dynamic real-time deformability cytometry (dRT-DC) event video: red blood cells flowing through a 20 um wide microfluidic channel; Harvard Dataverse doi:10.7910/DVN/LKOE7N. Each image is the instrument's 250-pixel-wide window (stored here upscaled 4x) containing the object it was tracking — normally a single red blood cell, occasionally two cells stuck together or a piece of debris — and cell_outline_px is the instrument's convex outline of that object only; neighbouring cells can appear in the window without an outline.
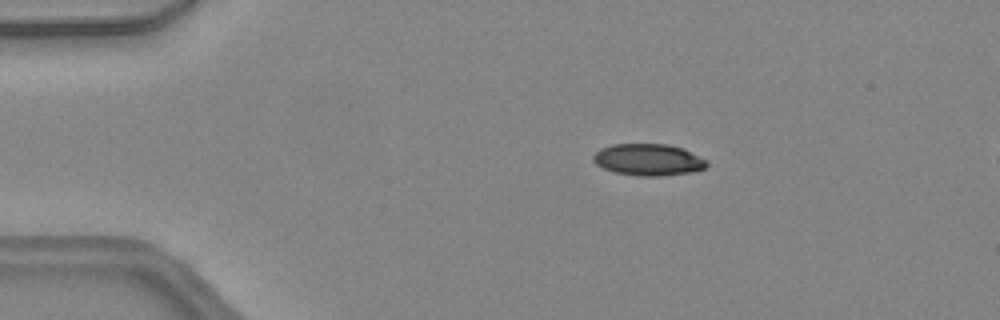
{"species": "common noctule bat (a hibernating species)", "species_latin": "Nyctalus noctula", "temperature_condition": "warm", "stored_images_in_passage": 38, "camera_frame_rate_fps": 3000, "um_per_image_px": 0.085, "animal": {"sex": "female", "body_mass_g": 24.6, "forearm_length_mm": 56.2}, "frame": {"image": 1, "passage_image": 1, "time_ms": 0.0, "image_size_px": [1000, 320], "cell_outline_px": [[708, 164], [704, 168], [692, 172], [660, 176], [640, 176], [616, 172], [604, 168], [596, 164], [592, 160], [592, 156], [600, 148], [612, 144], [668, 144], [684, 148], [708, 160]], "centroid_in_image_um": [55.12, 13.56], "position_along_channel_um": 29.9, "area_um2": 21.1}}
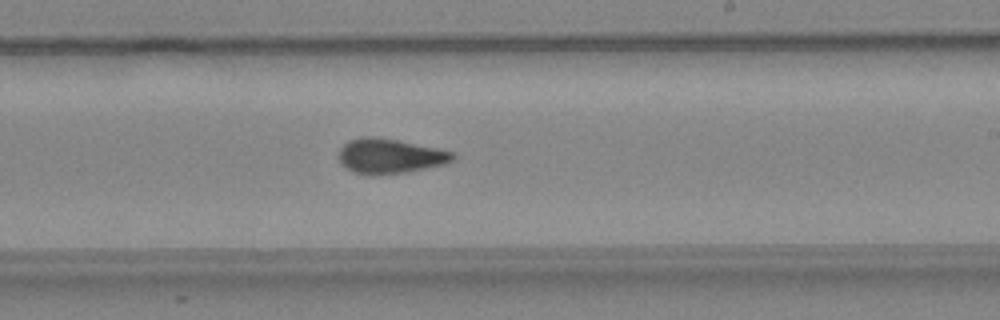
{"frame": {"image": 2, "passage_image": 20, "time_ms": 6.333, "image_size_px": [1000, 320], "cell_outline_px": [[456, 156], [452, 160], [444, 164], [408, 172], [372, 176], [352, 172], [340, 164], [336, 156], [340, 148], [348, 140], [360, 136], [376, 136], [436, 148], [452, 152]], "centroid_in_image_um": [33.05, 13.27], "position_along_channel_um": 256.0, "area_um2": 23.47}}
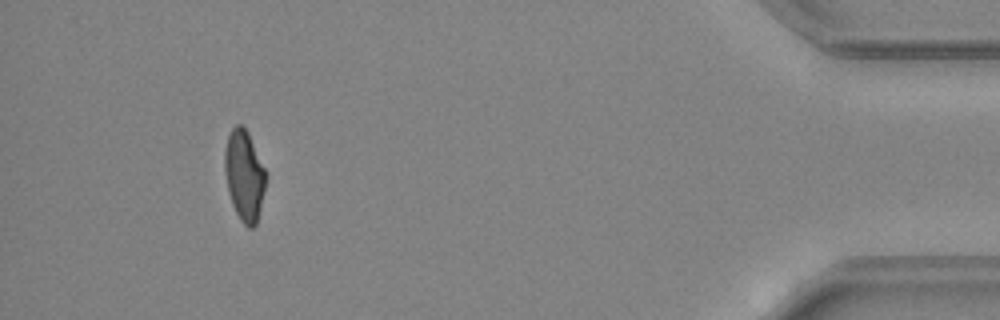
{"frame": {"image": 3, "passage_image": 35, "time_ms": 11.333, "image_size_px": [1000, 320], "cell_outline_px": [[264, 188], [260, 208], [256, 224], [252, 228], [248, 228], [240, 220], [232, 204], [228, 192], [224, 168], [224, 152], [228, 136], [232, 128], [236, 124], [240, 124], [248, 132], [264, 168]], "centroid_in_image_um": [20.73, 14.91], "position_along_channel_um": 414.5, "area_um2": 21.27}, "authors_computed_cell_mechanics": {"area_um2": 22.4842, "velocity_mm_per_s": 4.4956, "shape_relaxation_time_tau1_ms": 7.3139, "shape_relaxation_time_tau2_ms": 1.8599, "deformation_change_tau1": 0.2148, "deformation_change_tau2": 0.0837}}